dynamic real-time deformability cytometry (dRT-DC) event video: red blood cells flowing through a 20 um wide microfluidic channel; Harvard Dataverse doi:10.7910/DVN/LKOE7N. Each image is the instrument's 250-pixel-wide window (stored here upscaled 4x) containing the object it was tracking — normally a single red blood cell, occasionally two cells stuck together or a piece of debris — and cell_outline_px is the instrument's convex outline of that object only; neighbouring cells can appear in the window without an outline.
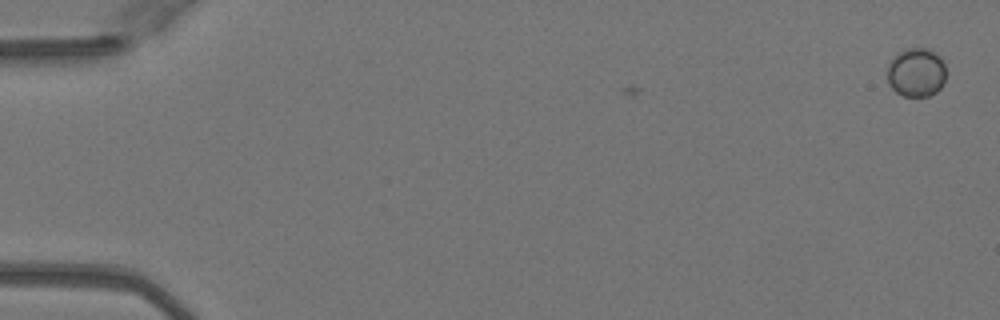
{"species": "Egyptian fruit bat (a non-hibernating species)", "species_latin": "Rousettus aegyptiacus", "temperature_condition": "warm", "stored_images_in_passage": 4, "camera_frame_rate_fps": 3000, "um_per_image_px": 0.085, "animal": {"sex": "female"}, "frame": {"image": 1, "passage_image": 4, "time_ms": 1.0, "image_size_px": [1000, 320], "cell_outline_px": [[944, 80], [940, 88], [936, 92], [928, 96], [904, 96], [896, 92], [888, 84], [888, 64], [896, 52], [904, 48], [928, 48], [940, 56], [944, 64]], "centroid_in_image_um": [77.85, 6.13], "position_along_channel_um": 7.1, "area_um2": 16.82}}